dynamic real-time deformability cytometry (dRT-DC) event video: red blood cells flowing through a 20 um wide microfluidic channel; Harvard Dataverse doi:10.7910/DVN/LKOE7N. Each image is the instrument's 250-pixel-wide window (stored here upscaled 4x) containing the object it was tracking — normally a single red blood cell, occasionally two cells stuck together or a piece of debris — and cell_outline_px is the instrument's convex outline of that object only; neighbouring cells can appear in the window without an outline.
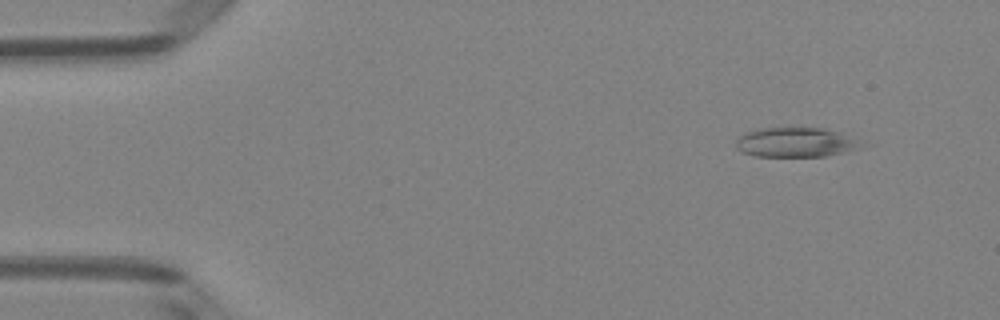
{"species": "Egyptian fruit bat (a non-hibernating species)", "species_latin": "Rousettus aegyptiacus", "temperature_condition": "room temperature", "stored_images_in_passage": 51, "camera_frame_rate_fps": 3000, "um_per_image_px": 0.085, "animal": {"sex": "female"}, "frame": {"image": 1, "passage_image": 6, "time_ms": 1.667, "image_size_px": [1000, 320], "cell_outline_px": [[860, 148], [824, 156], [756, 156], [740, 152], [736, 148], [736, 140], [740, 136], [748, 132], [760, 128], [820, 128], [840, 132], [852, 140]], "centroid_in_image_um": [67.49, 12.1], "position_along_channel_um": 17.5, "area_um2": 20.92}}
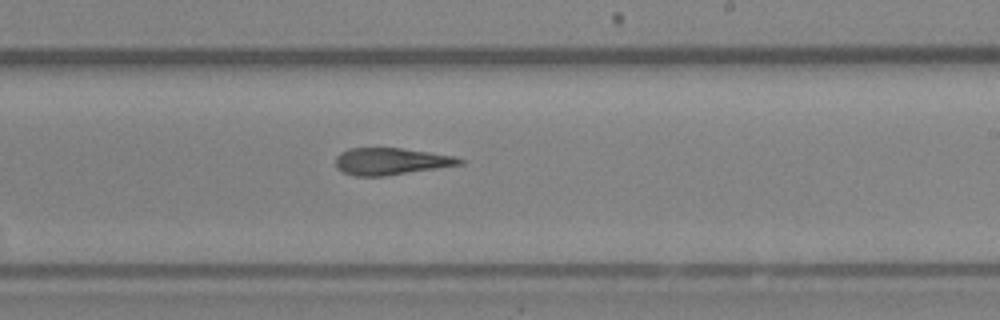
{"frame": {"image": 2, "passage_image": 31, "time_ms": 10.0, "image_size_px": [1000, 320], "cell_outline_px": [[464, 164], [384, 176], [356, 176], [344, 172], [336, 168], [336, 156], [340, 152], [348, 148], [400, 148], [456, 156], [464, 160]], "centroid_in_image_um": [33.22, 13.71], "position_along_channel_um": 255.8, "area_um2": 19.42}}
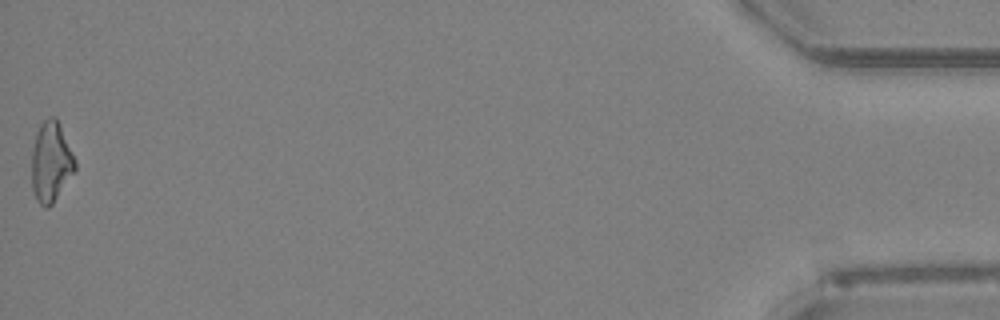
{"frame": {"image": 3, "passage_image": 51, "time_ms": 16.667, "image_size_px": [1000, 320], "cell_outline_px": [[76, 168], [52, 204], [48, 208], [44, 208], [36, 200], [32, 188], [32, 148], [36, 132], [40, 124], [48, 116], [56, 116], [76, 160]], "centroid_in_image_um": [4.32, 13.75], "position_along_channel_um": 430.9, "area_um2": 20.29}, "authors_computed_cell_mechanics": {"area_um2": 20.808, "velocity_mm_per_s": 4.0695, "shape_relaxation_time_tau1_ms": null, "shape_relaxation_time_tau2_ms": 3.3304, "deformation_change_tau1": null, "deformation_change_tau2": 0.1519}}